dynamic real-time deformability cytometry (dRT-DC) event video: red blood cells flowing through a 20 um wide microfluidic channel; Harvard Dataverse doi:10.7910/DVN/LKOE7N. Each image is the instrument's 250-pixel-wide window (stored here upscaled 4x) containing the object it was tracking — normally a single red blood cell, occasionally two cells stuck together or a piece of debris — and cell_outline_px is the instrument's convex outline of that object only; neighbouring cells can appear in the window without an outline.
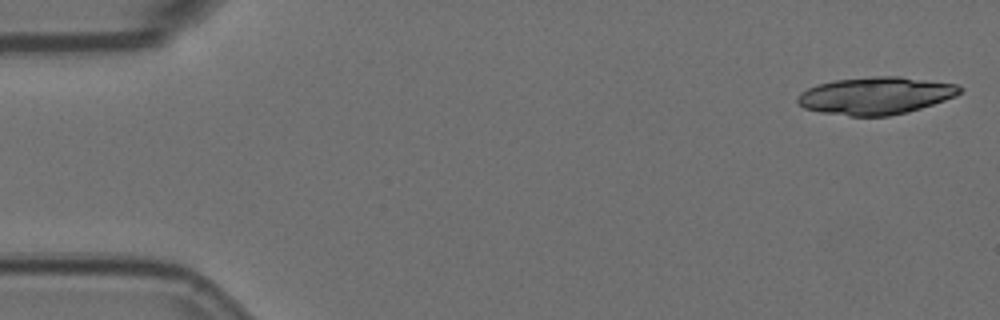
{"species": "Egyptian fruit bat (a non-hibernating species)", "species_latin": "Rousettus aegyptiacus", "temperature_condition": "room temperature", "stored_images_in_passage": 5, "segment_of_instrument_passage": [2, 2], "camera_frame_rate_fps": 3000, "um_per_image_px": 0.085, "animal": {"sex": "female"}, "frame": {"image": 1, "passage_image": 5, "time_ms": 1.333, "image_size_px": [1000, 320], "cell_outline_px": [[964, 88], [956, 96], [908, 112], [888, 116], [848, 116], [820, 112], [804, 108], [796, 100], [796, 96], [800, 92], [816, 84], [832, 80], [872, 76], [900, 76], [956, 84]], "centroid_in_image_um": [74.4, 8.12], "position_along_channel_um": 10.6, "area_um2": 35.55}}